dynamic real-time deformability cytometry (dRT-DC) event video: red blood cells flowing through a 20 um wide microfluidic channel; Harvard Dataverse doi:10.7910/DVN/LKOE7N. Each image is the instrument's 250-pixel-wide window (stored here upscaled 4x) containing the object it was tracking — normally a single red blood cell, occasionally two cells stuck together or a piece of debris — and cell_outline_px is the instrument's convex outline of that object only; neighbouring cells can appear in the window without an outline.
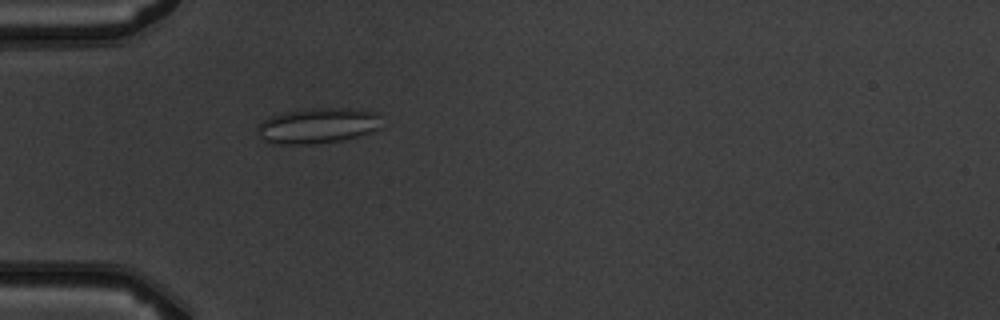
{"species": "common noctule bat (a hibernating species)", "species_latin": "Nyctalus noctula", "temperature_condition": "warm", "stored_images_in_passage": 4, "camera_frame_rate_fps": 3000, "um_per_image_px": 0.085, "animal": {"sex": "male", "body_mass_g": 19.5, "forearm_length_mm": 54.6}, "frame": {"image": 1, "passage_image": 4, "time_ms": 4.333, "image_size_px": [1000, 320], "cell_outline_px": [[380, 128], [356, 136], [340, 140], [312, 144], [280, 144], [264, 140], [256, 132], [256, 128], [268, 116], [284, 112], [304, 108], [348, 108], [376, 112], [380, 116]], "centroid_in_image_um": [26.97, 10.66], "position_along_channel_um": 58.0, "area_um2": 25.61}}